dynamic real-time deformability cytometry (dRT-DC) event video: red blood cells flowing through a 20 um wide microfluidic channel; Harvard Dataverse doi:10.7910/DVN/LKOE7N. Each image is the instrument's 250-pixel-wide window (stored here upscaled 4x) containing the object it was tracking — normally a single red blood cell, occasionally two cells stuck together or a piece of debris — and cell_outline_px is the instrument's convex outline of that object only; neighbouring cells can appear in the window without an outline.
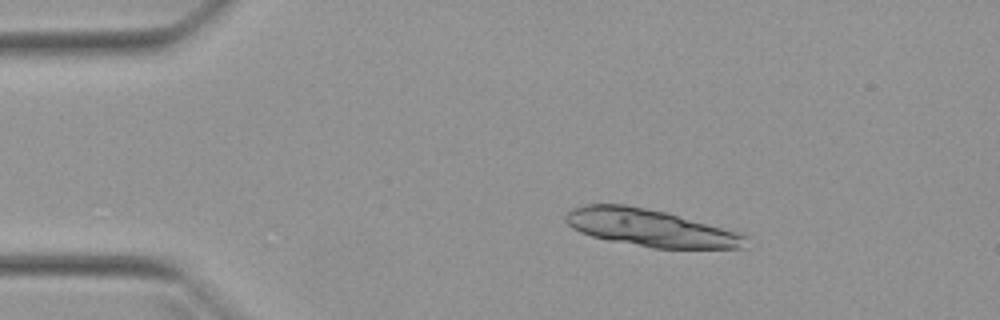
{"species": "Egyptian fruit bat (a non-hibernating species)", "species_latin": "Rousettus aegyptiacus", "temperature_condition": "warm", "stored_images_in_passage": 50, "segment_of_instrument_passage": [1, 2], "camera_frame_rate_fps": 3000, "um_per_image_px": 0.085, "animal": {"sex": "female"}, "frame": {"image": 1, "passage_image": 9, "time_ms": 2.667, "image_size_px": [1000, 320], "cell_outline_px": [[748, 236], [744, 248], [652, 248], [608, 240], [592, 236], [580, 232], [572, 228], [564, 220], [564, 216], [572, 208], [584, 204], [624, 204], [664, 212], [740, 232]], "centroid_in_image_um": [55.25, 19.37], "position_along_channel_um": 29.7, "area_um2": 38.84}}